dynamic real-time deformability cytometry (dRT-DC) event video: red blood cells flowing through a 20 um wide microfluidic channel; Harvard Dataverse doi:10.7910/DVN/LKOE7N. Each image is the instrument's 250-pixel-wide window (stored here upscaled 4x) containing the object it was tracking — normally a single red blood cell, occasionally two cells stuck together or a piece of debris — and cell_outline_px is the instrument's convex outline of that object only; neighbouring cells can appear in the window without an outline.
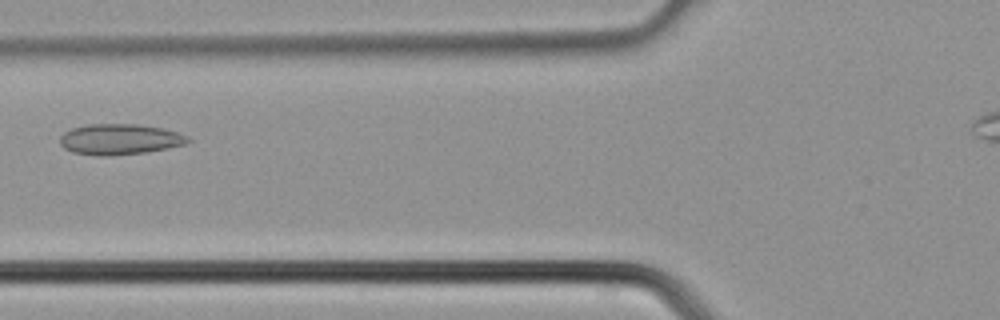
{"species": "common noctule bat (a hibernating species)", "species_latin": "Nyctalus noctula", "temperature_condition": "cold", "stored_images_in_passage": 4, "camera_frame_rate_fps": 3000, "um_per_image_px": 0.085, "animal": {"sex": "male", "body_mass_g": 21.5, "forearm_length_mm": 52.0}, "frame": {"image": 1, "passage_image": 4, "time_ms": 1.0, "image_size_px": [1000, 320], "cell_outline_px": [[192, 140], [184, 144], [168, 148], [148, 152], [112, 156], [100, 156], [72, 152], [64, 148], [60, 144], [60, 136], [64, 132], [72, 128], [88, 124], [140, 124], [164, 128], [188, 136]], "centroid_in_image_um": [10.18, 11.84], "position_along_channel_um": 115.6, "area_um2": 23.12}}